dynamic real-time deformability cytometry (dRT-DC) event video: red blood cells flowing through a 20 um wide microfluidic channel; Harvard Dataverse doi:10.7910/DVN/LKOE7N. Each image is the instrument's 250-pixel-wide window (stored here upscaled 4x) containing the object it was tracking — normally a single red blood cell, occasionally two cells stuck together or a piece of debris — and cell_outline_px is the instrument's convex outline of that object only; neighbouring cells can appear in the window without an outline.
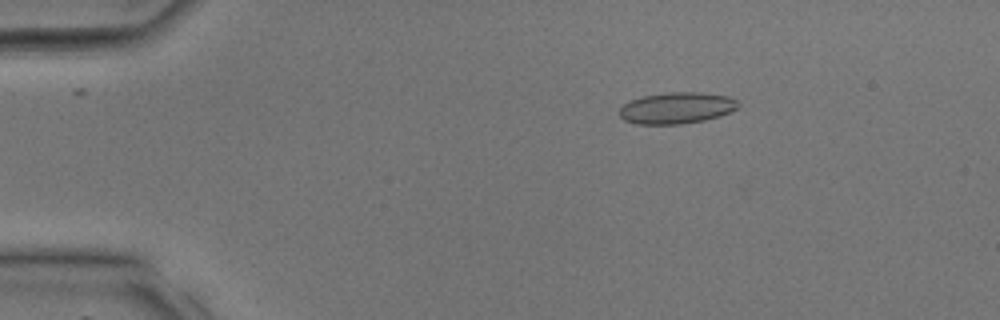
{"species": "common noctule bat (a hibernating species)", "species_latin": "Nyctalus noctula", "temperature_condition": "room temperature", "stored_images_in_passage": 32, "camera_frame_rate_fps": 3000, "um_per_image_px": 0.085, "animal": {"sex": "male", "body_mass_g": 17.9, "forearm_length_mm": 54.2}, "frame": {"image": 1, "passage_image": 2, "time_ms": 0.333, "image_size_px": [1000, 320], "cell_outline_px": [[740, 104], [736, 108], [720, 116], [704, 120], [680, 124], [636, 124], [624, 120], [620, 116], [620, 108], [624, 104], [632, 100], [644, 96], [668, 92], [700, 92], [728, 96], [736, 100]], "centroid_in_image_um": [57.51, 9.18], "position_along_channel_um": 27.5, "area_um2": 21.56}}
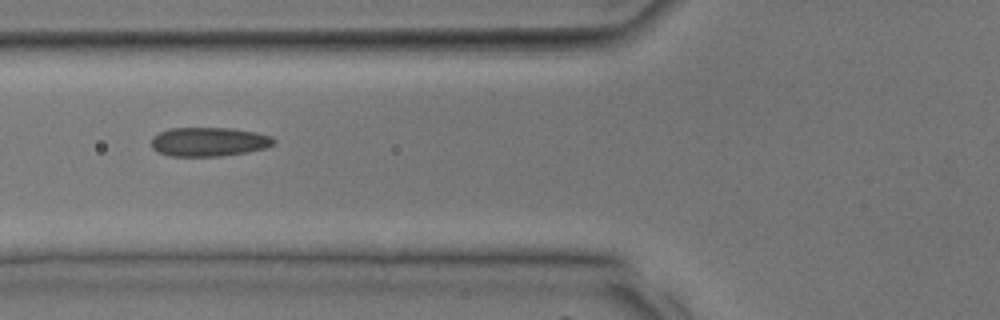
{"frame": {"image": 2, "passage_image": 10, "time_ms": 3.0, "image_size_px": [1000, 320], "cell_outline_px": [[276, 144], [268, 148], [248, 152], [220, 156], [172, 156], [156, 152], [152, 148], [152, 136], [168, 128], [232, 128], [256, 132], [272, 136], [276, 140]], "centroid_in_image_um": [17.79, 12.05], "position_along_channel_um": 108.0, "area_um2": 21.04}}
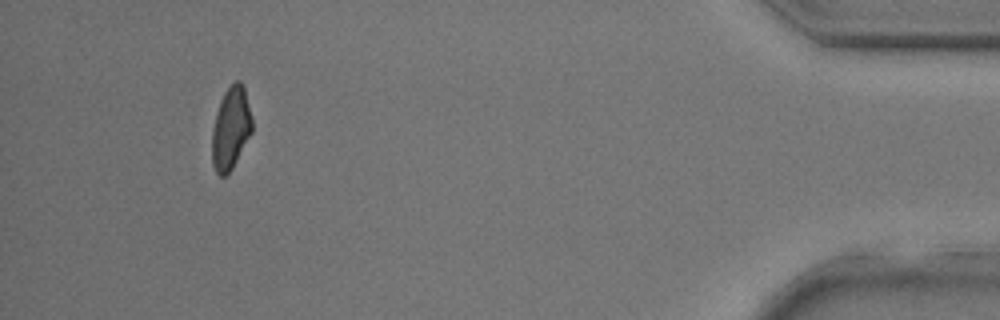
{"frame": {"image": 3, "passage_image": 30, "time_ms": 9.667, "image_size_px": [1000, 320], "cell_outline_px": [[252, 132], [232, 168], [224, 176], [220, 176], [216, 172], [212, 164], [212, 128], [216, 112], [220, 100], [224, 92], [236, 80], [240, 80], [244, 84], [252, 116]], "centroid_in_image_um": [19.62, 10.87], "position_along_channel_um": 415.6, "area_um2": 19.36}}